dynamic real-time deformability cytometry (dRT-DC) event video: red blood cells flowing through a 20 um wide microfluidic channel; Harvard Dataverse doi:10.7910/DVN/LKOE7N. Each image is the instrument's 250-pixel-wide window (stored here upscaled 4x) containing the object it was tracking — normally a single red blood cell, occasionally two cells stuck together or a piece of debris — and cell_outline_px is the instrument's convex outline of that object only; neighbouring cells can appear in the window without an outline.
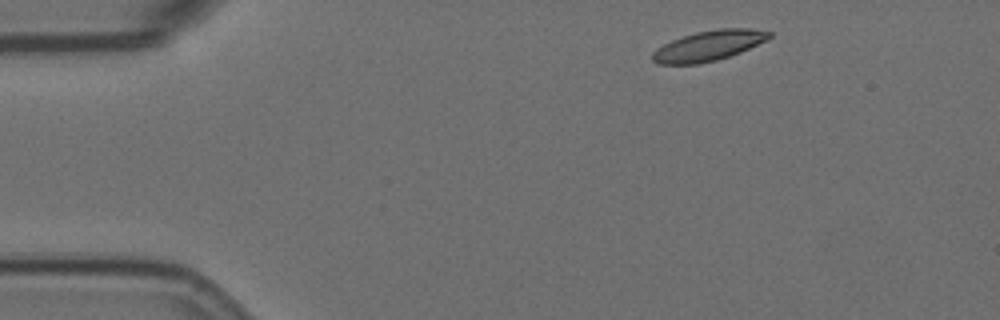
{"species": "Egyptian fruit bat (a non-hibernating species)", "species_latin": "Rousettus aegyptiacus", "temperature_condition": "room temperature", "stored_images_in_passage": 3, "camera_frame_rate_fps": 3000, "um_per_image_px": 0.085, "animal": {"sex": "female"}, "frame": {"image": 1, "passage_image": 1, "time_ms": 0.0, "image_size_px": [1000, 320], "cell_outline_px": [[772, 36], [768, 40], [740, 52], [716, 60], [696, 64], [656, 64], [652, 60], [652, 52], [656, 48], [672, 40], [696, 32], [720, 28], [752, 28], [772, 32]], "centroid_in_image_um": [60.24, 3.88], "position_along_channel_um": 24.8, "area_um2": 20.58}}
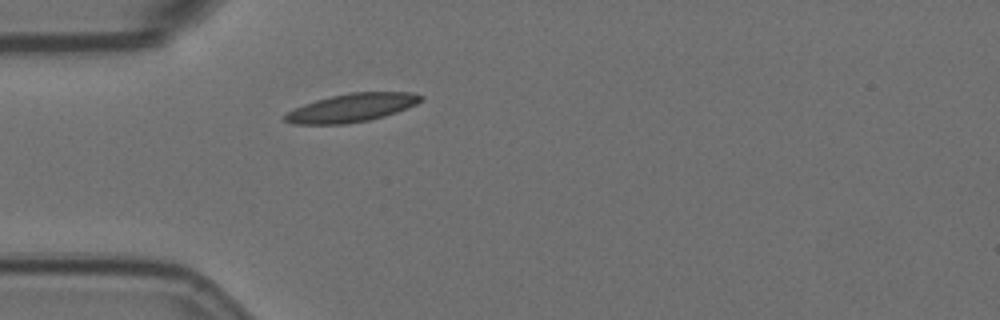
{"frame": {"image": 2, "passage_image": 3, "time_ms": 2.667, "image_size_px": [1000, 320], "cell_outline_px": [[424, 100], [416, 104], [396, 112], [384, 116], [368, 120], [344, 124], [292, 124], [284, 120], [284, 116], [288, 112], [304, 104], [316, 100], [348, 92], [412, 92], [424, 96]], "centroid_in_image_um": [29.92, 9.15], "position_along_channel_um": 55.1, "area_um2": 22.31}}